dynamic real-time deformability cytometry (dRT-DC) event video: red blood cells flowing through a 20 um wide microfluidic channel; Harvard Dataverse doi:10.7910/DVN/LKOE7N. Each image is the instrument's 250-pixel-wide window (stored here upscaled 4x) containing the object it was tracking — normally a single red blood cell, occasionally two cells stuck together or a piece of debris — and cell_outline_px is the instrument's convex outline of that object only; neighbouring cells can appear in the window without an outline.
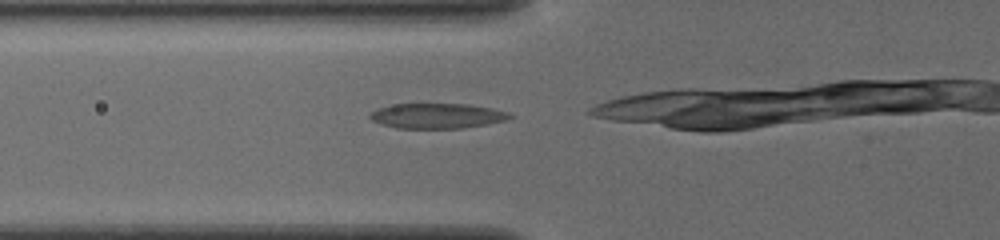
{"species": "common noctule bat (a hibernating species)", "species_latin": "Nyctalus noctula", "temperature_condition": "cold", "stored_images_in_passage": 24, "camera_frame_rate_fps": 3000, "um_per_image_px": 0.085, "animal": {"sex": "female", "body_mass_g": 19.5, "forearm_length_mm": 54.1}, "frame": {"image": 1, "passage_image": 2, "time_ms": 0.333, "image_size_px": [1000, 240], "cell_outline_px": [[512, 116], [508, 120], [488, 124], [460, 128], [396, 128], [380, 124], [372, 120], [368, 116], [372, 112], [380, 108], [396, 104], [468, 104], [492, 108], [508, 112]], "centroid_in_image_um": [37.17, 9.85], "position_along_channel_um": 88.6, "area_um2": 20.35}}
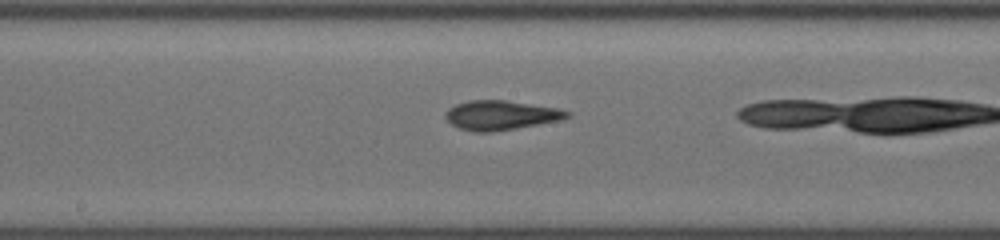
{"frame": {"image": 2, "passage_image": 11, "time_ms": 3.333, "image_size_px": [1000, 240], "cell_outline_px": [[572, 116], [560, 120], [516, 128], [492, 132], [472, 132], [460, 128], [452, 124], [444, 116], [444, 112], [448, 108], [456, 104], [468, 100], [504, 100], [560, 108], [572, 112]], "centroid_in_image_um": [42.58, 9.79], "position_along_channel_um": 205.6, "area_um2": 20.98}}
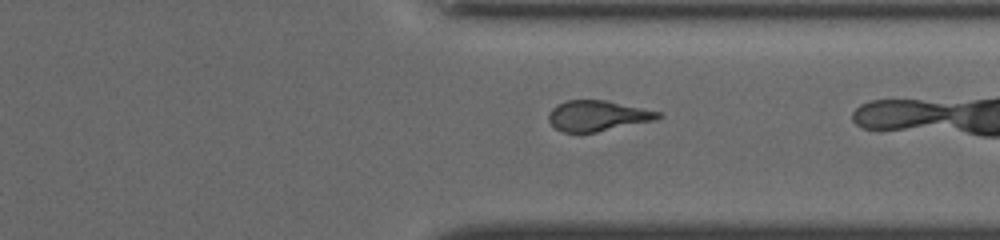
{"frame": {"image": 3, "passage_image": 23, "time_ms": 7.333, "image_size_px": [1000, 240], "cell_outline_px": [[664, 116], [656, 120], [596, 132], [564, 132], [556, 128], [548, 120], [548, 112], [556, 104], [568, 100], [604, 100], [660, 112]], "centroid_in_image_um": [50.78, 9.84], "position_along_channel_um": 360.6, "area_um2": 19.36}}